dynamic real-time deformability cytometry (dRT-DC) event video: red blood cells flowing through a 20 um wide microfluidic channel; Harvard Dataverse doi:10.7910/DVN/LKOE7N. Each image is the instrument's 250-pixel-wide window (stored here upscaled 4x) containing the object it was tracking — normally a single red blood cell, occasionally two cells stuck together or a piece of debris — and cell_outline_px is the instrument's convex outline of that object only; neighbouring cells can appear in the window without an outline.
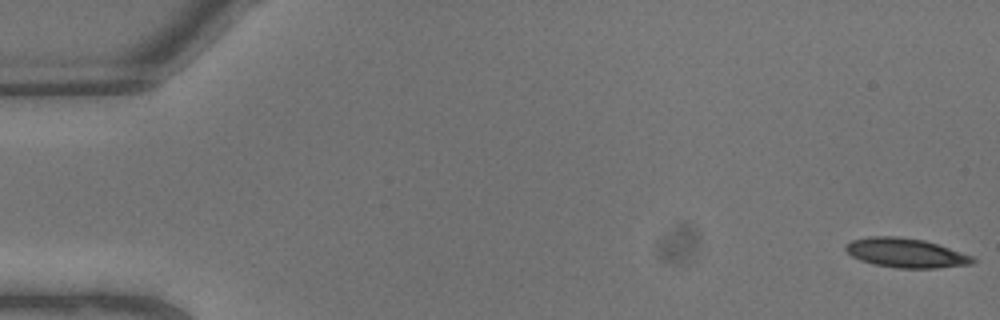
{"species": "common noctule bat (a hibernating species)", "species_latin": "Nyctalus noctula", "temperature_condition": "warm", "stored_images_in_passage": 8, "segment_of_instrument_passage": [1, 2], "camera_frame_rate_fps": 3000, "um_per_image_px": 0.085, "animal": {"sex": "male", "body_mass_g": 13.3}, "frame": {"image": 1, "passage_image": 1, "time_ms": 0.0, "image_size_px": [1000, 320], "cell_outline_px": [[976, 260], [972, 264], [936, 268], [900, 268], [876, 264], [860, 260], [852, 256], [844, 248], [844, 244], [852, 240], [868, 236], [896, 236], [924, 240], [972, 256]], "centroid_in_image_um": [76.96, 21.49], "position_along_channel_um": 8.0, "area_um2": 21.5}}
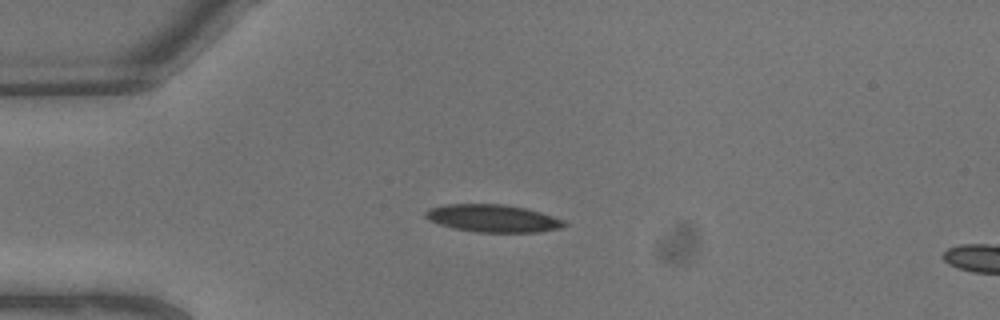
{"frame": {"image": 2, "passage_image": 6, "time_ms": 1.667, "image_size_px": [1000, 320], "cell_outline_px": [[568, 224], [560, 228], [536, 232], [476, 232], [456, 228], [440, 224], [428, 220], [424, 216], [424, 212], [428, 208], [444, 204], [504, 204], [524, 208], [540, 212], [564, 220]], "centroid_in_image_um": [41.86, 18.55], "position_along_channel_um": 43.1, "area_um2": 22.2}}